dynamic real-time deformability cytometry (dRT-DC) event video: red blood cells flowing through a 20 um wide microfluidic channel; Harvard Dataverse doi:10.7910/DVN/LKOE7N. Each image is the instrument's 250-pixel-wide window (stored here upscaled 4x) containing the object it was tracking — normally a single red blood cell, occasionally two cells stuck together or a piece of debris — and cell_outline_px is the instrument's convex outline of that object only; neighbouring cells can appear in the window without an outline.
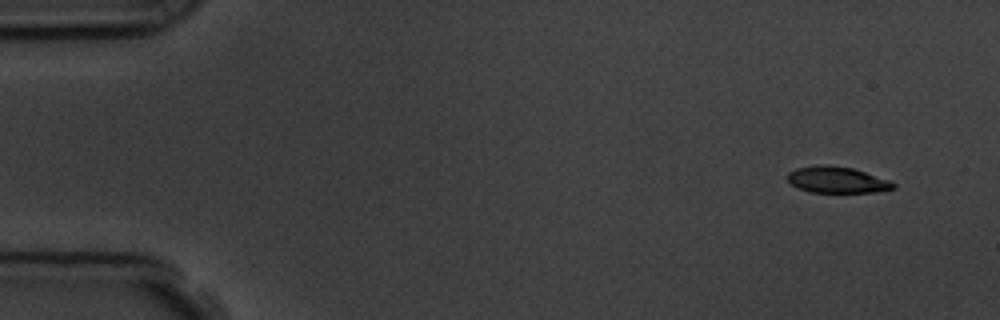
{"species": "common noctule bat (a hibernating species)", "species_latin": "Nyctalus noctula", "temperature_condition": "room temperature", "stored_images_in_passage": 2, "segment_of_instrument_passage": [2, 2], "camera_frame_rate_fps": 3000, "um_per_image_px": 0.085, "animal": {"sex": "male", "body_mass_g": 19.5, "forearm_length_mm": 54.6}, "frame": {"image": 1, "passage_image": 2, "time_ms": 2.0, "image_size_px": [1000, 320], "cell_outline_px": [[896, 188], [876, 192], [808, 192], [796, 188], [788, 180], [788, 172], [796, 168], [820, 164], [828, 164], [852, 168], [888, 180], [896, 184]], "centroid_in_image_um": [71.11, 15.28], "position_along_channel_um": 13.9, "area_um2": 16.24}}